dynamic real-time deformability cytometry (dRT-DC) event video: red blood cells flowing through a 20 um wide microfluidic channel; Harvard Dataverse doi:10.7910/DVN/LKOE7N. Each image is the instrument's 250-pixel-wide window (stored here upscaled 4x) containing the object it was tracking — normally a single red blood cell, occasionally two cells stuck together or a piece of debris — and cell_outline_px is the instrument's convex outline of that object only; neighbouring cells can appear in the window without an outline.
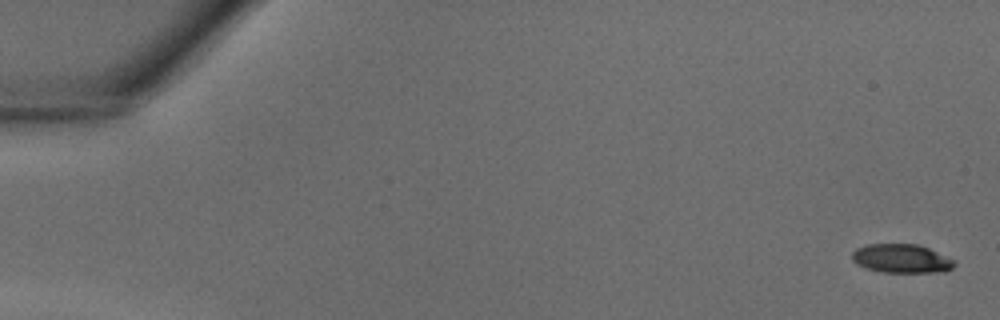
{"species": "common noctule bat (a hibernating species)", "species_latin": "Nyctalus noctula", "temperature_condition": "warm", "stored_images_in_passage": 39, "camera_frame_rate_fps": 3000, "um_per_image_px": 0.085, "animal": {"sex": "male", "body_mass_g": 18.8}, "frame": {"image": 1, "passage_image": 1, "time_ms": 0.0, "image_size_px": [1000, 320], "cell_outline_px": [[956, 264], [952, 268], [944, 272], [880, 272], [856, 264], [852, 260], [852, 252], [856, 248], [868, 244], [916, 244], [928, 248], [956, 260]], "centroid_in_image_um": [76.64, 21.98], "position_along_channel_um": 8.4, "area_um2": 17.22}}
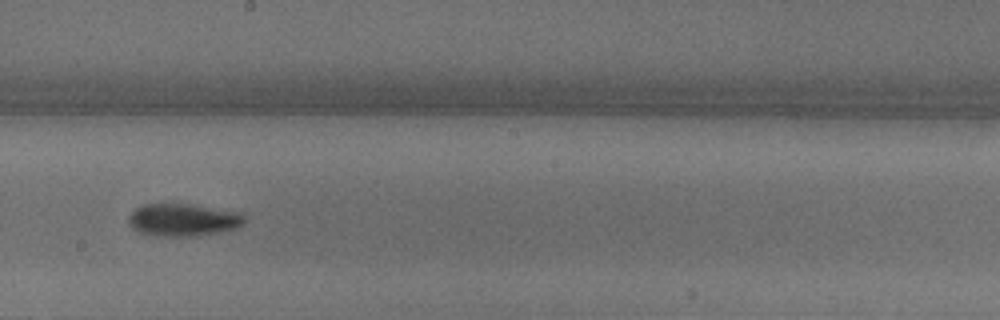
{"frame": {"image": 2, "passage_image": 23, "time_ms": 7.333, "image_size_px": [1000, 320], "cell_outline_px": [[244, 224], [236, 228], [220, 232], [196, 236], [156, 236], [140, 232], [132, 228], [128, 220], [128, 216], [136, 208], [144, 204], [188, 204], [244, 212]], "centroid_in_image_um": [15.59, 18.69], "position_along_channel_um": 232.6, "area_um2": 22.08}}
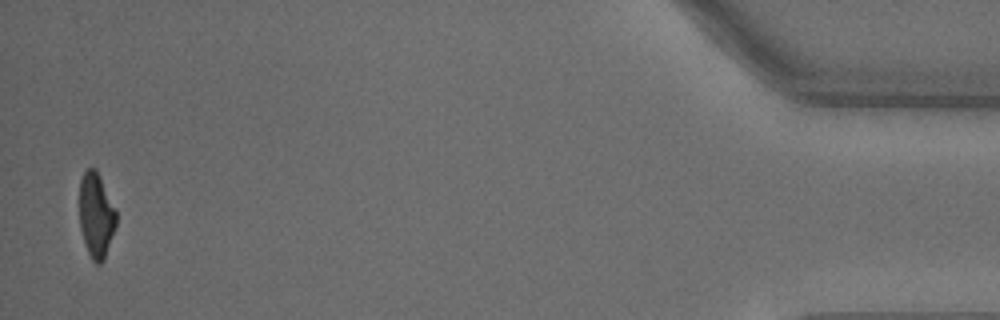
{"frame": {"image": 3, "passage_image": 39, "time_ms": 12.667, "image_size_px": [1000, 320], "cell_outline_px": [[116, 224], [104, 260], [100, 264], [96, 264], [92, 260], [88, 252], [80, 228], [80, 180], [84, 172], [88, 168], [96, 168], [100, 176], [116, 212]], "centroid_in_image_um": [8.16, 18.3], "position_along_channel_um": 427.0, "area_um2": 17.92}}